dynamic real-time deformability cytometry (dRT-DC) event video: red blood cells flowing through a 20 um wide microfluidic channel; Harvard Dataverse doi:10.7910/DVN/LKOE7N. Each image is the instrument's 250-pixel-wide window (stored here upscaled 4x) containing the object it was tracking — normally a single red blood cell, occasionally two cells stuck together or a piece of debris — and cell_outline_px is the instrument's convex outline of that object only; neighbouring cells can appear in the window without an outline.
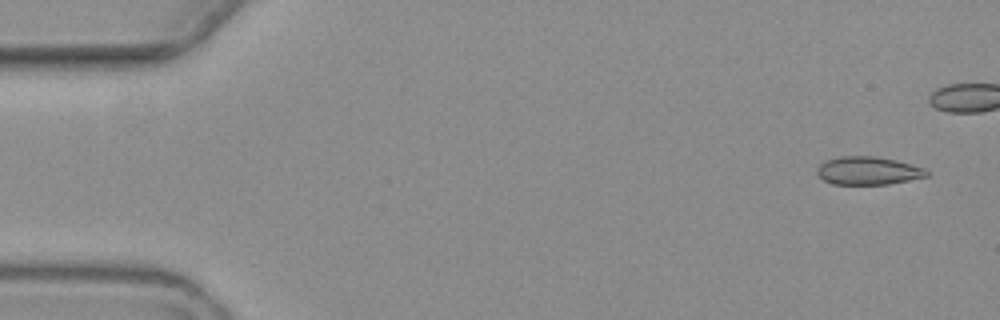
{"species": "common noctule bat (a hibernating species)", "species_latin": "Nyctalus noctula", "temperature_condition": "warm", "stored_images_in_passage": 7, "camera_frame_rate_fps": 3000, "um_per_image_px": 0.085, "animal": {"sex": "female", "body_mass_g": 19.3, "forearm_length_mm": 54.1}, "frame": {"image": 1, "passage_image": 1, "time_ms": 0.0, "image_size_px": [1000, 320], "cell_outline_px": [[928, 176], [888, 184], [832, 184], [824, 180], [816, 172], [816, 168], [824, 160], [840, 156], [876, 156], [896, 160], [924, 168], [928, 172]], "centroid_in_image_um": [73.75, 14.5], "position_along_channel_um": 11.2, "area_um2": 17.92}}
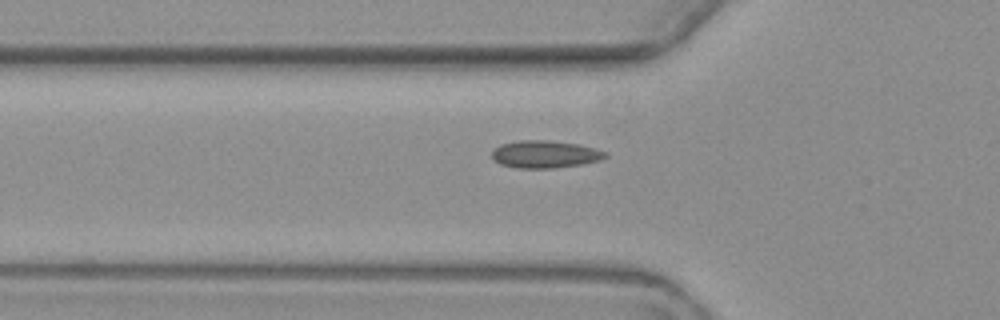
{"frame": {"image": 2, "passage_image": 7, "time_ms": 7.333, "image_size_px": [1000, 320], "cell_outline_px": [[608, 156], [600, 160], [580, 164], [552, 168], [516, 168], [500, 164], [492, 160], [492, 152], [500, 144], [520, 140], [544, 140], [580, 144], [596, 148], [608, 152]], "centroid_in_image_um": [46.33, 13.11], "position_along_channel_um": 79.5, "area_um2": 18.21}}